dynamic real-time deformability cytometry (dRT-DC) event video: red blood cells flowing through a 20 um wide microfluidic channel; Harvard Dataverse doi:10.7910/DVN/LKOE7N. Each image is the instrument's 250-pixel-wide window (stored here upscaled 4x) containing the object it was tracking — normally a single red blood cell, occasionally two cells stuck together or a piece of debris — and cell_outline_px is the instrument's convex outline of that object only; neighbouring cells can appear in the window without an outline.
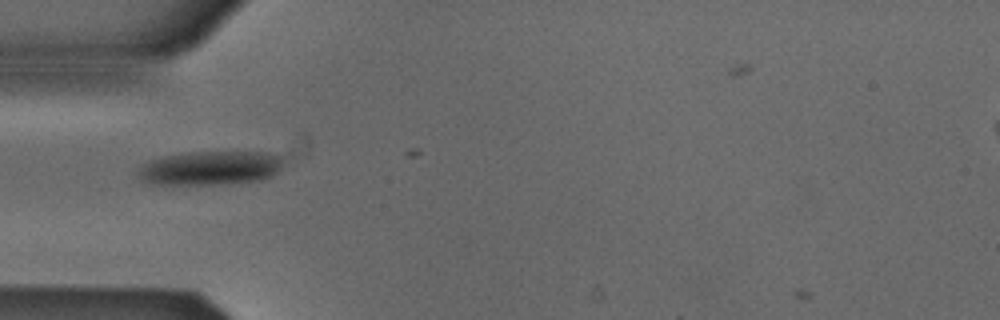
{"species": "Egyptian fruit bat (a non-hibernating species)", "species_latin": "Rousettus aegyptiacus", "temperature_condition": "cold", "stored_images_in_passage": 3, "camera_frame_rate_fps": 3000, "um_per_image_px": 0.085, "animal": {"sex": "male"}, "frame": {"image": 1, "passage_image": 1, "time_ms": 0.0, "image_size_px": [1000, 320], "cell_outline_px": [[280, 168], [272, 176], [260, 180], [216, 184], [152, 184], [140, 180], [136, 176], [136, 172], [144, 164], [152, 160], [164, 156], [192, 152], [268, 152], [280, 156]], "centroid_in_image_um": [17.82, 14.28], "position_along_channel_um": 67.2, "area_um2": 28.5}}